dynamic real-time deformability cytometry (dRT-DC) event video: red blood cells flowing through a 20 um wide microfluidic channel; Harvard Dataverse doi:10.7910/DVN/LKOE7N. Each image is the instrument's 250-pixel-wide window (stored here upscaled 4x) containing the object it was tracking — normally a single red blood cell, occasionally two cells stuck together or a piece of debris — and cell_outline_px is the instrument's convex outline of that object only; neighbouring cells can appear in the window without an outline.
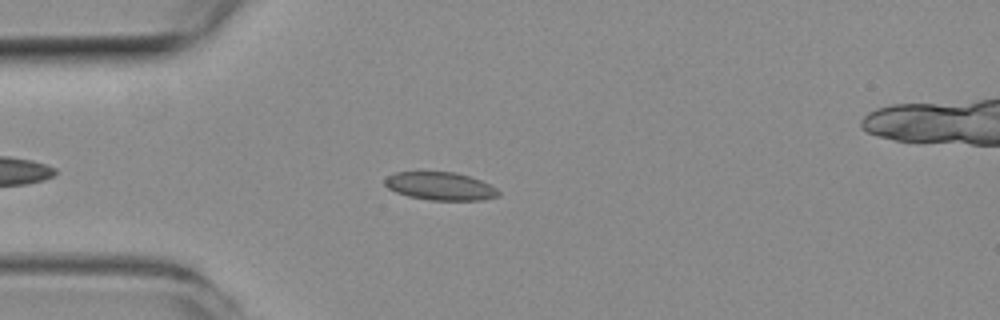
{"species": "common noctule bat (a hibernating species)", "species_latin": "Nyctalus noctula", "temperature_condition": "room temperature", "stored_images_in_passage": 39, "camera_frame_rate_fps": 3000, "um_per_image_px": 0.085, "animal": {"sex": "female", "body_mass_g": 19.3, "forearm_length_mm": 54.1}, "frame": {"image": 1, "passage_image": 4, "time_ms": 1.0, "image_size_px": [1000, 320], "cell_outline_px": [[500, 196], [484, 200], [428, 200], [408, 196], [396, 192], [388, 188], [384, 184], [384, 180], [388, 176], [396, 172], [456, 172], [480, 180], [496, 188], [500, 192]], "centroid_in_image_um": [37.43, 15.83], "position_along_channel_um": 47.6, "area_um2": 18.55}}
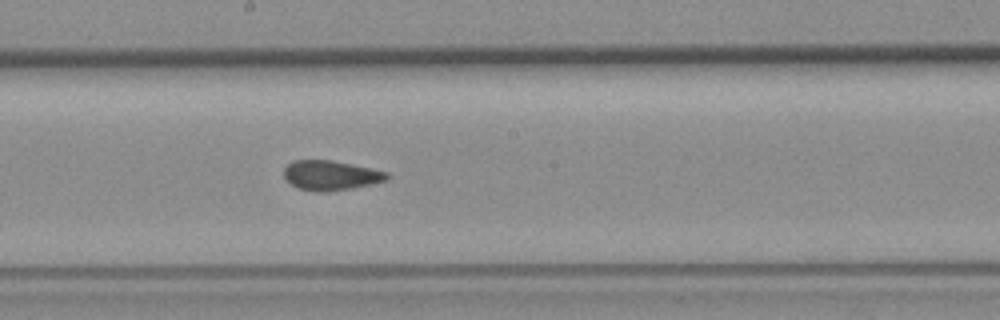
{"frame": {"image": 2, "passage_image": 18, "time_ms": 5.667, "image_size_px": [1000, 320], "cell_outline_px": [[388, 180], [372, 184], [352, 188], [328, 192], [316, 192], [296, 188], [284, 176], [284, 168], [292, 160], [332, 160], [352, 164], [388, 172]], "centroid_in_image_um": [28.11, 14.91], "position_along_channel_um": 220.1, "area_um2": 17.92}}
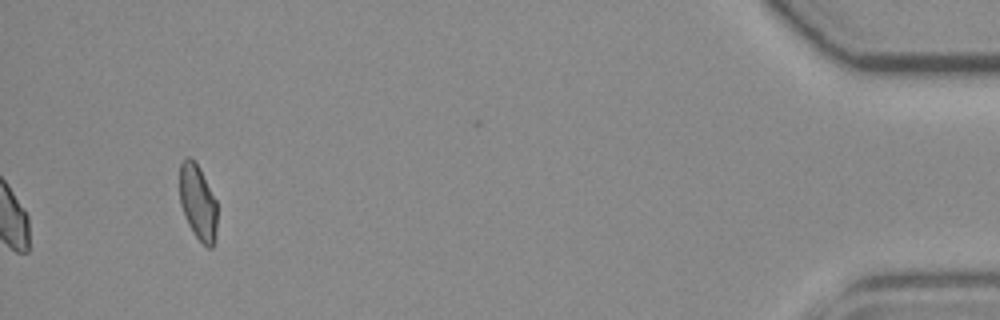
{"frame": {"image": 3, "passage_image": 39, "time_ms": 12.667, "image_size_px": [1000, 320], "cell_outline_px": [[216, 240], [212, 248], [208, 248], [192, 232], [184, 216], [180, 204], [180, 164], [184, 156], [188, 156], [196, 160], [216, 200]], "centroid_in_image_um": [16.81, 17.17], "position_along_channel_um": 418.4, "area_um2": 16.7}, "authors_computed_cell_mechanics": {"area_um2": 18.0336, "velocity_mm_per_s": 3.9779, "shape_relaxation_time_tau1_ms": 11.1965, "shape_relaxation_time_tau2_ms": 1.4236, "deformation_change_tau1": 0.1807, "deformation_change_tau2": 0.0495}}